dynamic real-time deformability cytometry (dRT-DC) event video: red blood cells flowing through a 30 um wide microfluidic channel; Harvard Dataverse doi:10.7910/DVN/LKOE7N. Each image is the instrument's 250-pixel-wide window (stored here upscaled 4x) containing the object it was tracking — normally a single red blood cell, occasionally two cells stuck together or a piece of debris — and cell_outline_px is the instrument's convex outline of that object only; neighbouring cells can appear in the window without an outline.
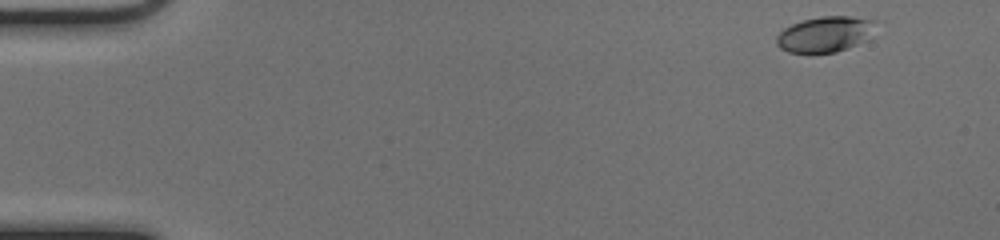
{"species": "common noctule bat (a hibernating species)", "species_latin": "Nyctalus noctula", "temperature_condition": "cold", "stored_images_in_passage": 49, "camera_frame_rate_fps": 3000, "um_per_image_px": 0.085, "animal": {"sex": "female", "body_mass_g": 17.0, "forearm_length_mm": 48.0}, "frame": {"image": 1, "passage_image": 2, "time_ms": 0.333, "image_size_px": [1000, 240], "cell_outline_px": [[876, 20], [856, 44], [836, 52], [812, 56], [788, 52], [780, 48], [776, 44], [776, 36], [784, 28], [792, 24], [804, 20], [820, 16], [848, 16]], "centroid_in_image_um": [69.94, 2.95], "position_along_channel_um": 15.1, "area_um2": 20.29}}
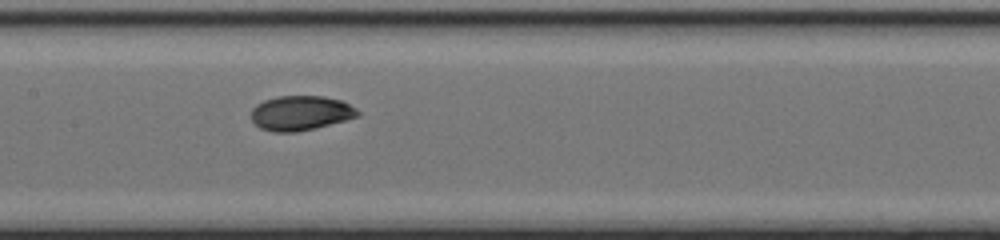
{"frame": {"image": 2, "passage_image": 24, "time_ms": 7.667, "image_size_px": [1000, 240], "cell_outline_px": [[360, 116], [316, 128], [296, 132], [272, 132], [260, 128], [252, 120], [252, 108], [256, 104], [264, 100], [276, 96], [324, 96], [340, 100], [356, 108], [360, 112]], "centroid_in_image_um": [25.55, 9.61], "position_along_channel_um": 181.8, "area_um2": 21.62}}
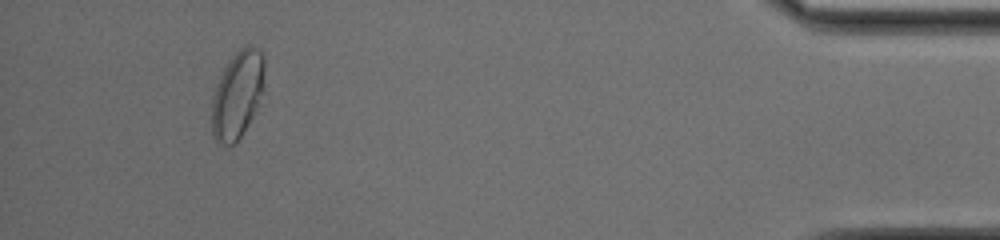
{"frame": {"image": 3, "passage_image": 46, "time_ms": 15.0, "image_size_px": [1000, 240], "cell_outline_px": [[264, 88], [252, 116], [248, 124], [240, 136], [232, 144], [220, 144], [212, 136], [212, 100], [216, 84], [224, 68], [232, 56], [244, 44], [252, 44], [260, 48], [264, 56]], "centroid_in_image_um": [20.19, 7.97], "position_along_channel_um": 415.0, "area_um2": 26.82}, "authors_computed_cell_mechanics": {"area_um2": 21.2126, "velocity_mm_per_s": 4.0485, "shape_relaxation_time_tau1_ms": 5.2619, "shape_relaxation_time_tau2_ms": 0.8323, "deformation_change_tau1": 0.1572, "deformation_change_tau2": 0.034}}